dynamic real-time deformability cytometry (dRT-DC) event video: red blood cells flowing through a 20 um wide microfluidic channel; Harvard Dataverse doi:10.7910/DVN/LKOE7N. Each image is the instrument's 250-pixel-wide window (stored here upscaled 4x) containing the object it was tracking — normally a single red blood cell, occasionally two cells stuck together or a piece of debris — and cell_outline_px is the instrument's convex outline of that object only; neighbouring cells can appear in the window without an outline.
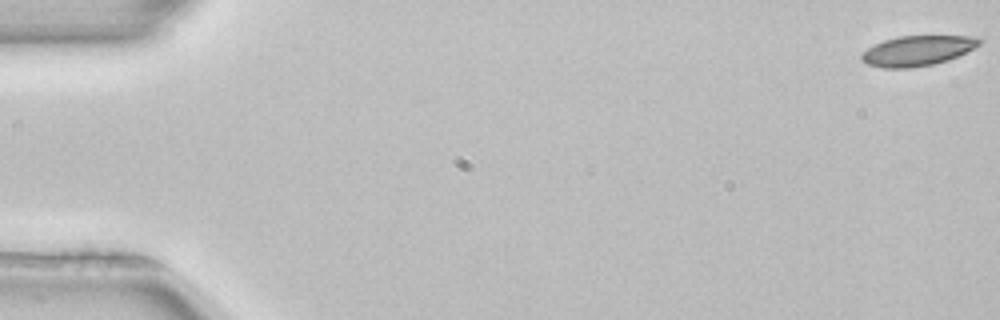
{"species": "common noctule bat (a hibernating species)", "species_latin": "Nyctalus noctula", "temperature_condition": "room temperature", "stored_images_in_passage": 53, "camera_frame_rate_fps": 3000, "um_per_image_px": 0.085, "animal": {"sex": "female", "body_mass_g": 22.7, "forearm_length_mm": 54.2}, "frame": {"image": 1, "passage_image": 1, "time_ms": 0.0, "image_size_px": [1000, 320], "cell_outline_px": [[984, 40], [980, 44], [948, 60], [932, 64], [912, 68], [884, 68], [868, 64], [860, 60], [860, 52], [884, 40], [900, 36], [984, 36]], "centroid_in_image_um": [77.98, 4.3], "position_along_channel_um": 7.0, "area_um2": 20.69}}
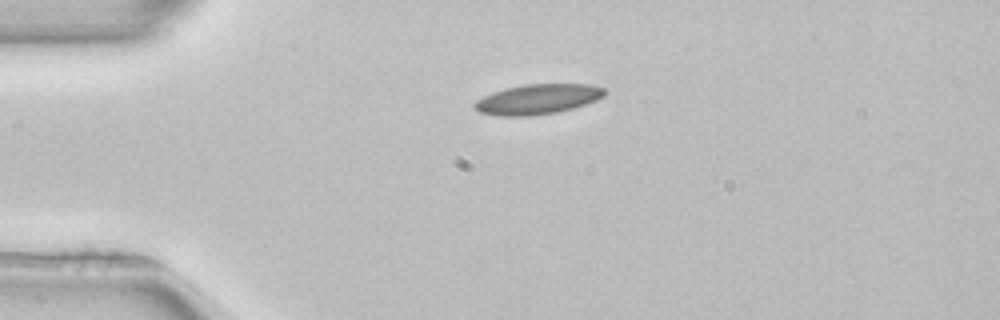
{"frame": {"image": 2, "passage_image": 13, "time_ms": 4.0, "image_size_px": [1000, 320], "cell_outline_px": [[608, 92], [604, 96], [596, 100], [572, 108], [556, 112], [528, 116], [500, 116], [480, 112], [472, 104], [476, 100], [492, 92], [504, 88], [524, 84], [592, 84], [604, 88]], "centroid_in_image_um": [45.71, 8.42], "position_along_channel_um": 39.3, "area_um2": 22.77}}
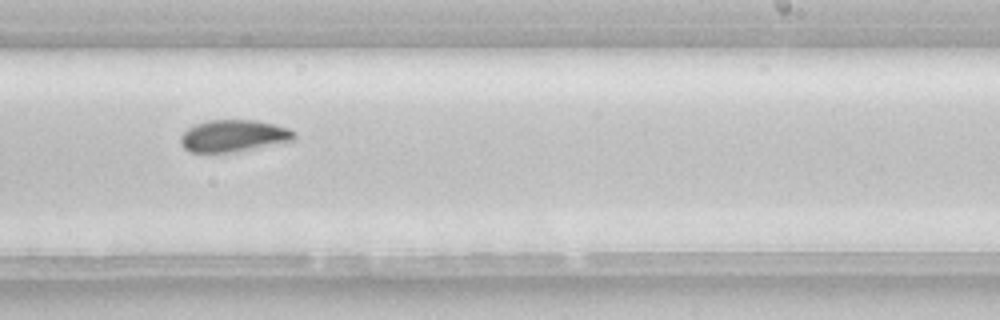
{"frame": {"image": 3, "passage_image": 33, "time_ms": 10.667, "image_size_px": [1000, 320], "cell_outline_px": [[296, 140], [232, 152], [188, 152], [180, 144], [180, 136], [188, 128], [196, 124], [208, 120], [256, 120], [288, 128], [296, 132]], "centroid_in_image_um": [19.84, 11.54], "position_along_channel_um": 269.2, "area_um2": 21.1}, "authors_computed_cell_mechanics": {"area_um2": 21.5016, "velocity_mm_per_s": 3.9307, "shape_relaxation_time_tau1_ms": 8.052, "shape_relaxation_time_tau2_ms": null, "deformation_change_tau1": 0.1627, "deformation_change_tau2": null}}